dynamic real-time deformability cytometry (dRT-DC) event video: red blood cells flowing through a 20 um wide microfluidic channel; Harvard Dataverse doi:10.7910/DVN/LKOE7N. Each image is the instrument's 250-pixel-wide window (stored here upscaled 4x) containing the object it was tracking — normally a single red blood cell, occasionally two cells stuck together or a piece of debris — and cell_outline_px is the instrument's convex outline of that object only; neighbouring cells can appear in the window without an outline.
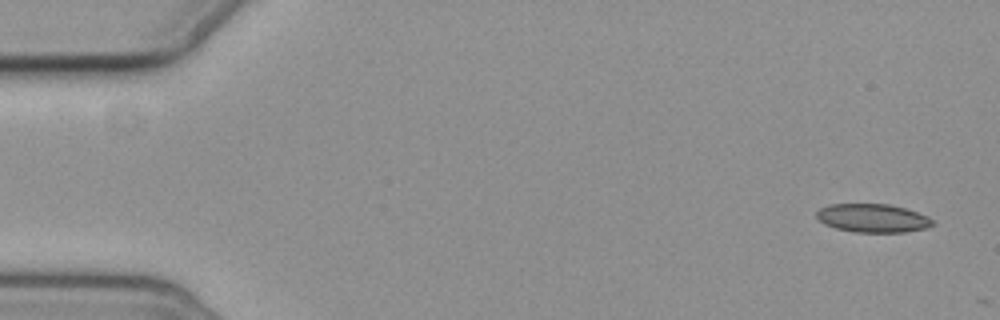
{"species": "common noctule bat (a hibernating species)", "species_latin": "Nyctalus noctula", "temperature_condition": "cold", "stored_images_in_passage": 3, "camera_frame_rate_fps": 3000, "um_per_image_px": 0.085, "animal": {"sex": "female", "body_mass_g": 19.3, "forearm_length_mm": 54.1}, "frame": {"image": 1, "passage_image": 1, "time_ms": 0.0, "image_size_px": [1000, 320], "cell_outline_px": [[936, 224], [924, 228], [904, 232], [852, 232], [836, 228], [824, 224], [816, 216], [816, 212], [820, 208], [828, 204], [888, 204], [904, 208], [928, 216]], "centroid_in_image_um": [74.16, 18.54], "position_along_channel_um": 10.8, "area_um2": 19.19}}